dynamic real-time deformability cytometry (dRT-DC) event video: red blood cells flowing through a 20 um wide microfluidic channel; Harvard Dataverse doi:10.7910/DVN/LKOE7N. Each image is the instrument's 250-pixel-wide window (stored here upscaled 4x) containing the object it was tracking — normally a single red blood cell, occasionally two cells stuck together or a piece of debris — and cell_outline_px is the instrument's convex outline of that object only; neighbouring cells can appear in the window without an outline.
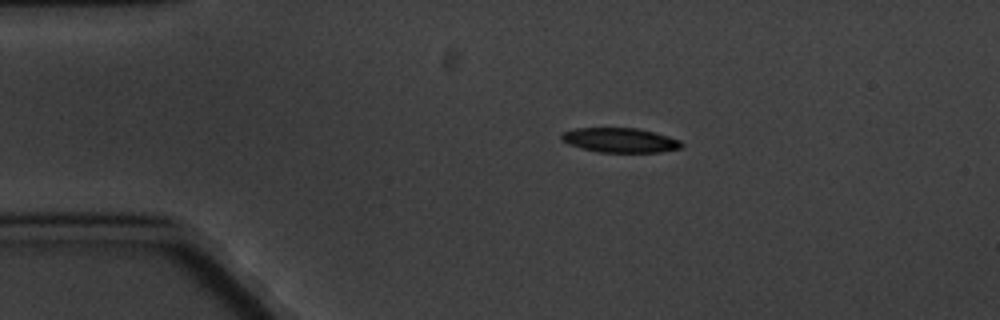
{"species": "common noctule bat (a hibernating species)", "species_latin": "Nyctalus noctula", "temperature_condition": "cold", "stored_images_in_passage": 6, "camera_frame_rate_fps": 3000, "um_per_image_px": 0.085, "animal": {"sex": "male", "body_mass_g": 20.1, "forearm_length_mm": 53.5}, "frame": {"image": 1, "passage_image": 3, "time_ms": 2.333, "image_size_px": [1000, 320], "cell_outline_px": [[684, 144], [680, 148], [660, 152], [600, 152], [580, 148], [568, 144], [560, 136], [564, 132], [572, 128], [636, 128], [668, 136], [680, 140]], "centroid_in_image_um": [52.7, 11.92], "position_along_channel_um": 32.3, "area_um2": 17.05}}
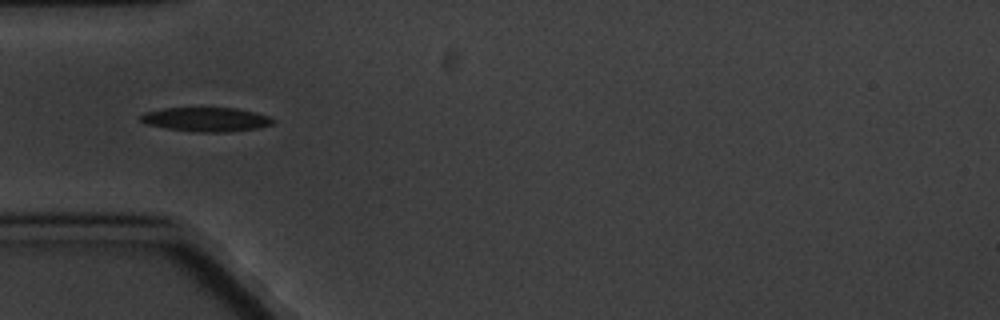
{"frame": {"image": 2, "passage_image": 5, "time_ms": 4.667, "image_size_px": [1000, 320], "cell_outline_px": [[276, 120], [272, 124], [260, 128], [228, 132], [200, 132], [168, 128], [144, 124], [140, 120], [140, 116], [144, 112], [164, 108], [236, 108], [256, 112], [268, 116]], "centroid_in_image_um": [17.54, 10.15], "position_along_channel_um": 67.5, "area_um2": 18.67}}